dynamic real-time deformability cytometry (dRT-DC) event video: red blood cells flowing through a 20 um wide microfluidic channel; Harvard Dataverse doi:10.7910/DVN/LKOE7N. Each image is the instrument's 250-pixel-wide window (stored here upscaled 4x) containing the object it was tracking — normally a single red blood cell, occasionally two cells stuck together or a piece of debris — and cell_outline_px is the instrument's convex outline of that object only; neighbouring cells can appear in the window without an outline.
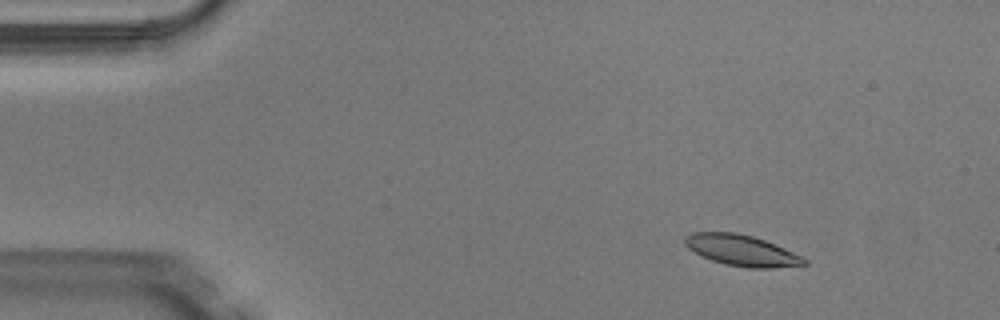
{"species": "Egyptian fruit bat (a non-hibernating species)", "species_latin": "Rousettus aegyptiacus", "temperature_condition": "warm", "stored_images_in_passage": 4, "camera_frame_rate_fps": 3000, "um_per_image_px": 0.085, "animal": {"sex": "male"}, "frame": {"image": 1, "passage_image": 2, "time_ms": 0.333, "image_size_px": [1000, 320], "cell_outline_px": [[808, 264], [772, 268], [748, 268], [724, 264], [712, 260], [688, 248], [684, 244], [684, 236], [692, 232], [736, 232], [752, 236], [764, 240], [784, 248], [808, 260]], "centroid_in_image_um": [63.02, 21.28], "position_along_channel_um": 22.0, "area_um2": 21.39}}